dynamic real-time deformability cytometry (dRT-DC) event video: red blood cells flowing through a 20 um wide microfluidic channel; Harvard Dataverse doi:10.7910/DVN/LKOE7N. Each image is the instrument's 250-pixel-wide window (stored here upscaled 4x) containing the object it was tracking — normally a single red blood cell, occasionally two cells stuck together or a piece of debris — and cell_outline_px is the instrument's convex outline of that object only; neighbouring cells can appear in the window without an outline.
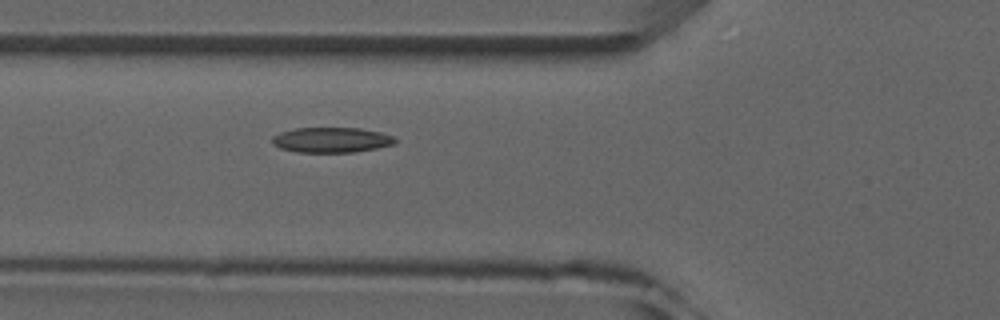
{"species": "common noctule bat (a hibernating species)", "species_latin": "Nyctalus noctula", "temperature_condition": "room temperature", "stored_images_in_passage": 5, "camera_frame_rate_fps": 3000, "um_per_image_px": 0.085, "animal": {"sex": "male", "forearm_length_mm": 52.5}, "frame": {"image": 1, "passage_image": 5, "time_ms": 4.333, "image_size_px": [1000, 320], "cell_outline_px": [[396, 140], [392, 144], [376, 148], [356, 152], [296, 152], [280, 148], [272, 144], [272, 136], [280, 132], [296, 128], [360, 128], [380, 132], [392, 136]], "centroid_in_image_um": [28.13, 11.89], "position_along_channel_um": 97.7, "area_um2": 17.98}}